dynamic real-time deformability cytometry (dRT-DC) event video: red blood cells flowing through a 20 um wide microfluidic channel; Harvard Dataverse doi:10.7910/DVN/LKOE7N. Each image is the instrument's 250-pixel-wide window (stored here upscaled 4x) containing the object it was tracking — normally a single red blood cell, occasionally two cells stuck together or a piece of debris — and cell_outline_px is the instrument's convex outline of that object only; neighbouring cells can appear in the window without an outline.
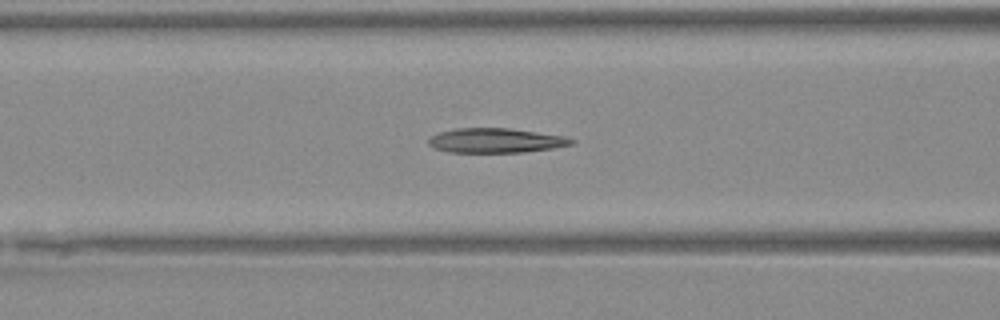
{"species": "Egyptian fruit bat (a non-hibernating species)", "species_latin": "Rousettus aegyptiacus", "temperature_condition": "warm", "stored_images_in_passage": 39, "camera_frame_rate_fps": 3000, "um_per_image_px": 0.085, "animal": {"sex": "female"}, "frame": {"image": 1, "passage_image": 20, "time_ms": 6.333, "image_size_px": [1000, 320], "cell_outline_px": [[576, 144], [552, 148], [524, 152], [448, 152], [432, 148], [428, 144], [428, 140], [432, 136], [440, 132], [456, 128], [508, 128], [564, 136], [576, 140]], "centroid_in_image_um": [42.14, 11.95], "position_along_channel_um": 124.5, "area_um2": 20.46}}
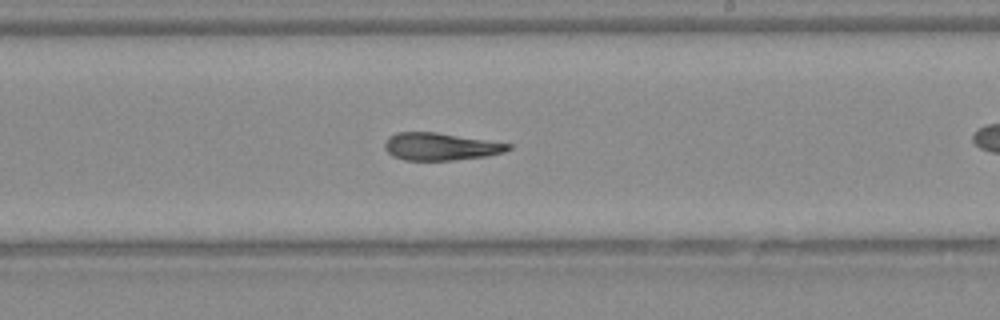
{"frame": {"image": 2, "passage_image": 29, "time_ms": 9.333, "image_size_px": [1000, 320], "cell_outline_px": [[512, 148], [504, 152], [488, 156], [452, 160], [404, 160], [392, 156], [384, 148], [384, 144], [388, 136], [396, 132], [436, 132], [512, 144]], "centroid_in_image_um": [37.43, 12.46], "position_along_channel_um": 251.6, "area_um2": 19.83}}
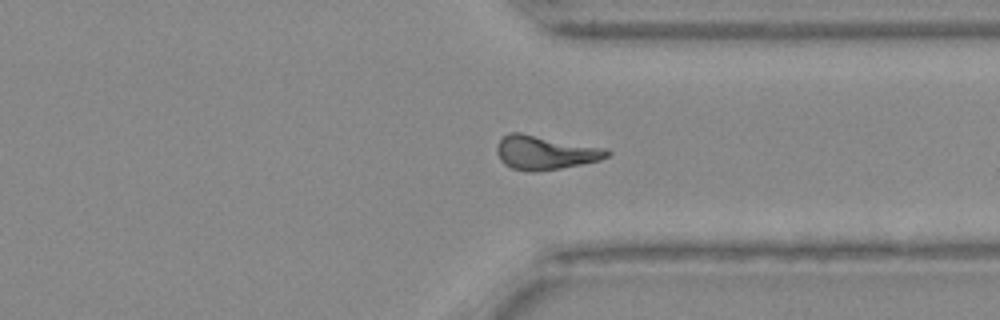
{"frame": {"image": 3, "passage_image": 37, "time_ms": 12.0, "image_size_px": [1000, 320], "cell_outline_px": [[612, 152], [608, 156], [600, 160], [560, 168], [536, 172], [528, 172], [512, 168], [504, 164], [500, 160], [496, 152], [496, 148], [500, 140], [504, 136], [512, 132], [520, 132], [608, 148]], "centroid_in_image_um": [46.35, 12.96], "position_along_channel_um": 365.1, "area_um2": 21.96}}